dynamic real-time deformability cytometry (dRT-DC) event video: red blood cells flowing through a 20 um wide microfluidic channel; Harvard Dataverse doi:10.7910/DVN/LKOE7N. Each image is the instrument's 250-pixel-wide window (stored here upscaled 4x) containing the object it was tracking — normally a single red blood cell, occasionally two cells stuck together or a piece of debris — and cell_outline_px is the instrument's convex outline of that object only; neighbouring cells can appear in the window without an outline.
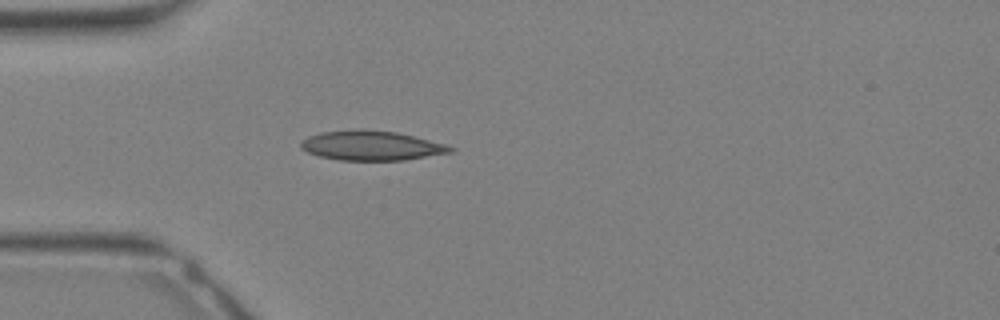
{"species": "Egyptian fruit bat (a non-hibernating species)", "species_latin": "Rousettus aegyptiacus", "temperature_condition": "warm", "stored_images_in_passage": 32, "camera_frame_rate_fps": 3000, "um_per_image_px": 0.085, "animal": {"sex": "female"}, "frame": {"image": 1, "passage_image": 9, "time_ms": 2.667, "image_size_px": [1000, 320], "cell_outline_px": [[456, 148], [452, 152], [404, 160], [340, 160], [320, 156], [308, 152], [300, 148], [300, 140], [308, 136], [320, 132], [360, 128], [364, 128], [396, 132], [444, 144]], "centroid_in_image_um": [31.51, 12.36], "position_along_channel_um": 53.5, "area_um2": 25.84}}
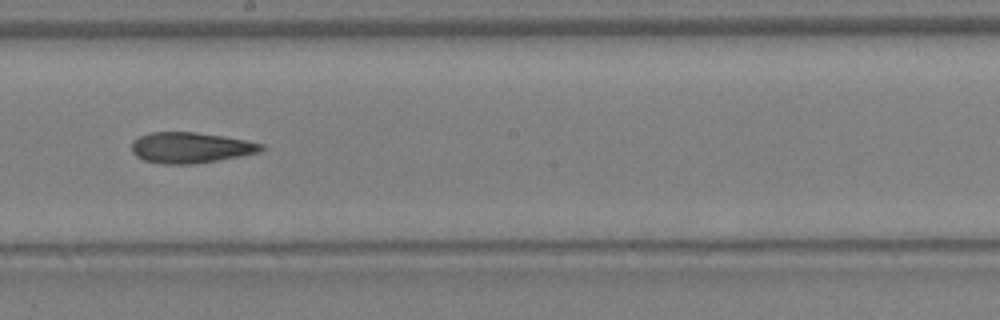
{"frame": {"image": 2, "passage_image": 18, "time_ms": 5.667, "image_size_px": [1000, 320], "cell_outline_px": [[264, 148], [260, 152], [240, 156], [192, 164], [164, 164], [144, 160], [136, 156], [132, 152], [132, 140], [140, 136], [152, 132], [196, 132], [224, 136], [264, 144]], "centroid_in_image_um": [16.19, 12.54], "position_along_channel_um": 232.0, "area_um2": 23.12}}
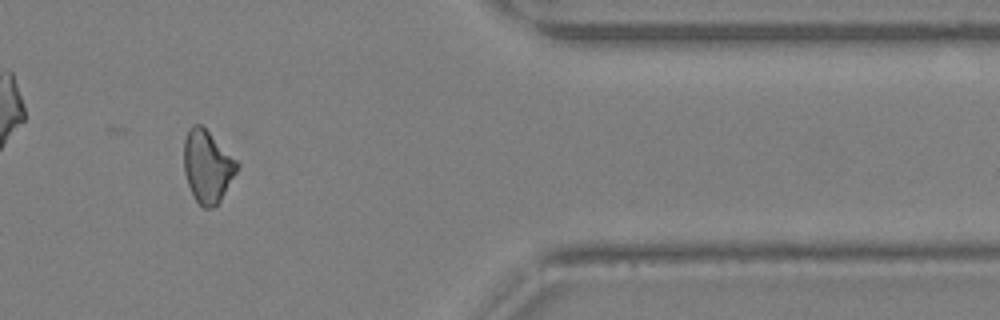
{"frame": {"image": 3, "passage_image": 27, "time_ms": 8.667, "image_size_px": [1000, 320], "cell_outline_px": [[240, 164], [236, 172], [220, 200], [212, 208], [204, 208], [196, 200], [188, 184], [184, 172], [184, 140], [188, 128], [192, 124], [200, 124], [240, 160]], "centroid_in_image_um": [17.65, 14.1], "position_along_channel_um": 393.8, "area_um2": 22.48}}